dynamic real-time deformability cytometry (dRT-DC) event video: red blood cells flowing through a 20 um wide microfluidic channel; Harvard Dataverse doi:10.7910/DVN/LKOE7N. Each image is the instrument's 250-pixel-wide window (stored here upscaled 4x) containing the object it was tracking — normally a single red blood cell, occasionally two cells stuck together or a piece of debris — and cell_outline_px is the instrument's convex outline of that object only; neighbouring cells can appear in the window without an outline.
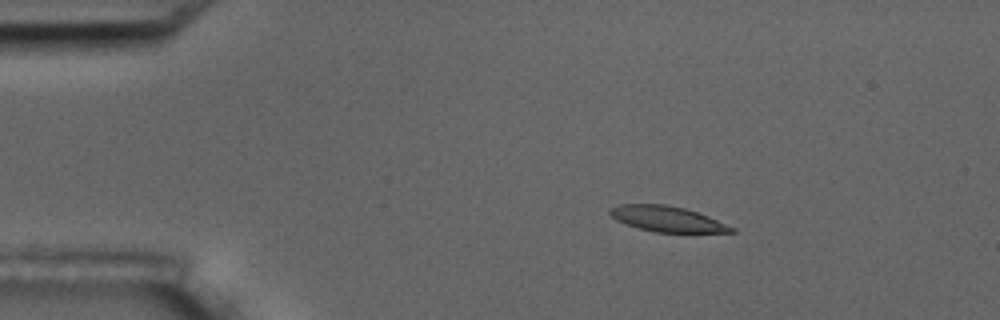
{"species": "common noctule bat (a hibernating species)", "species_latin": "Nyctalus noctula", "temperature_condition": "room temperature", "stored_images_in_passage": 3, "camera_frame_rate_fps": 3000, "um_per_image_px": 0.085, "animal": {"sex": "male", "body_mass_g": 17.5, "forearm_length_mm": 52.3}, "frame": {"image": 1, "passage_image": 2, "time_ms": 1.0, "image_size_px": [1000, 320], "cell_outline_px": [[736, 232], [656, 232], [640, 228], [616, 220], [608, 212], [608, 208], [620, 204], [664, 204], [684, 208], [708, 216], [736, 228]], "centroid_in_image_um": [56.7, 18.6], "position_along_channel_um": 28.3, "area_um2": 17.86}}